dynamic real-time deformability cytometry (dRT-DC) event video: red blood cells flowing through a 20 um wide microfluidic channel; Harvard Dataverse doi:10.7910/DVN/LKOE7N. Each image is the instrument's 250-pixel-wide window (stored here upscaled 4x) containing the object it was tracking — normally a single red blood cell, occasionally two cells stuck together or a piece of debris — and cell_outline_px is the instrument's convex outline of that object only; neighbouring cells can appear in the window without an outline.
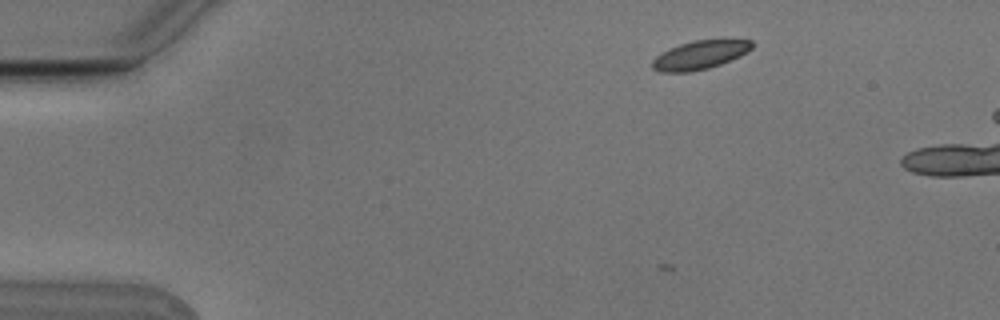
{"species": "Egyptian fruit bat (a non-hibernating species)", "species_latin": "Rousettus aegyptiacus", "temperature_condition": "cold", "stored_images_in_passage": 9, "camera_frame_rate_fps": 3000, "um_per_image_px": 0.085, "animal": {"sex": "male"}, "frame": {"image": 1, "passage_image": 1, "time_ms": 0.0, "image_size_px": [1000, 320], "cell_outline_px": [[752, 48], [740, 56], [720, 64], [708, 68], [692, 72], [660, 72], [652, 68], [652, 60], [656, 56], [668, 48], [680, 44], [696, 40], [752, 40]], "centroid_in_image_um": [59.45, 4.68], "position_along_channel_um": 25.6, "area_um2": 16.47}}
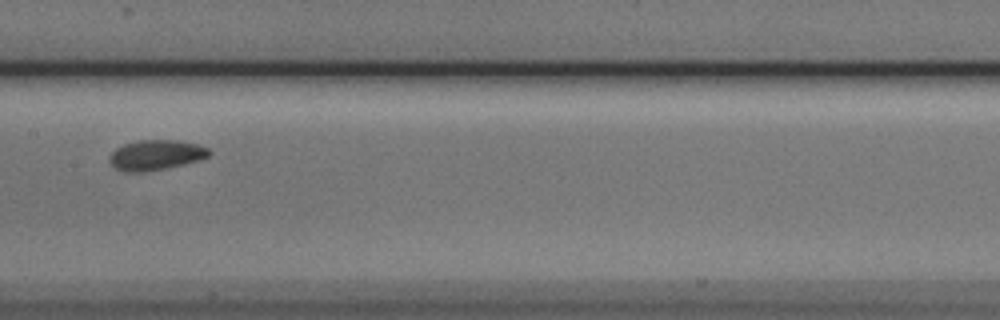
{"frame": {"image": 2, "passage_image": 6, "time_ms": 1.667, "image_size_px": [1000, 320], "cell_outline_px": [[212, 152], [208, 156], [200, 160], [184, 164], [144, 172], [120, 172], [108, 160], [108, 156], [116, 148], [124, 144], [140, 140], [176, 140], [196, 144], [208, 148]], "centroid_in_image_um": [13.23, 13.18], "position_along_channel_um": 194.2, "area_um2": 17.51}}
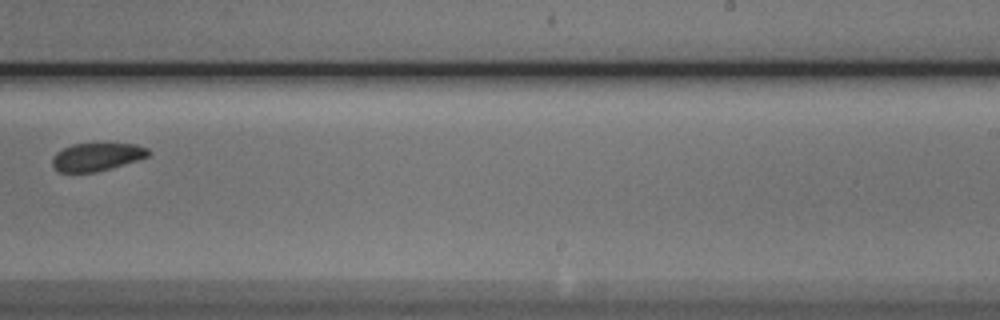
{"frame": {"image": 3, "passage_image": 8, "time_ms": 2.333, "image_size_px": [1000, 320], "cell_outline_px": [[152, 152], [148, 156], [136, 160], [96, 172], [60, 172], [52, 168], [52, 160], [56, 152], [72, 144], [104, 140], [136, 144], [148, 148]], "centroid_in_image_um": [8.24, 13.26], "position_along_channel_um": 280.8, "area_um2": 16.42}}